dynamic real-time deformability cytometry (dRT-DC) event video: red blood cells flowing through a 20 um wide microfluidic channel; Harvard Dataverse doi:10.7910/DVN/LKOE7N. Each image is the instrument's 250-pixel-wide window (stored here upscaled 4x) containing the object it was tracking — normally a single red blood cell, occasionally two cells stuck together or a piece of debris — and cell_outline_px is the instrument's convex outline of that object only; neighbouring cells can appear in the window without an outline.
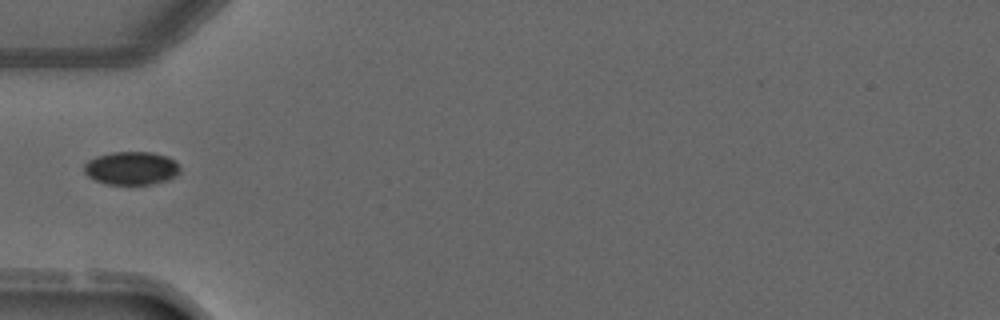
{"species": "common noctule bat (a hibernating species)", "species_latin": "Nyctalus noctula", "temperature_condition": "warm", "stored_images_in_passage": 1, "camera_frame_rate_fps": 3000, "um_per_image_px": 0.085, "animal": {"sex": "male", "forearm_length_mm": 52.5}, "frame": {"image": 1, "passage_image": 1, "time_ms": 0.0, "image_size_px": [1000, 320], "cell_outline_px": [[180, 172], [168, 180], [148, 184], [104, 184], [88, 176], [84, 172], [84, 164], [88, 160], [96, 156], [112, 152], [152, 152], [168, 156], [176, 160], [180, 168]], "centroid_in_image_um": [11.18, 14.28], "position_along_channel_um": 73.8, "area_um2": 18.67}}